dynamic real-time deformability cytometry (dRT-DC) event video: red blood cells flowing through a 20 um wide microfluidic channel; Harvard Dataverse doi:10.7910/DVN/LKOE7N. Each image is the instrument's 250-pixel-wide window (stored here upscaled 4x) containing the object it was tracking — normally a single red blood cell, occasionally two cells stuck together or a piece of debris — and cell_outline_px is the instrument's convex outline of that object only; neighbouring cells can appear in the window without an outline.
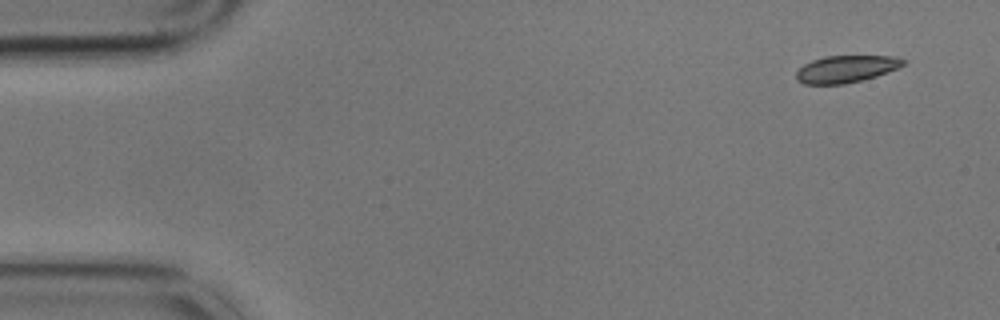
{"species": "common noctule bat (a hibernating species)", "species_latin": "Nyctalus noctula", "temperature_condition": "cold", "stored_images_in_passage": 3, "camera_frame_rate_fps": 3000, "um_per_image_px": 0.085, "animal": {"sex": "male", "body_mass_g": 17.9}, "frame": {"image": 1, "passage_image": 1, "time_ms": 0.0, "image_size_px": [1000, 320], "cell_outline_px": [[904, 64], [896, 68], [876, 76], [844, 84], [804, 84], [796, 80], [796, 72], [804, 64], [812, 60], [824, 56], [896, 56], [904, 60]], "centroid_in_image_um": [71.87, 5.86], "position_along_channel_um": 13.1, "area_um2": 16.7}}